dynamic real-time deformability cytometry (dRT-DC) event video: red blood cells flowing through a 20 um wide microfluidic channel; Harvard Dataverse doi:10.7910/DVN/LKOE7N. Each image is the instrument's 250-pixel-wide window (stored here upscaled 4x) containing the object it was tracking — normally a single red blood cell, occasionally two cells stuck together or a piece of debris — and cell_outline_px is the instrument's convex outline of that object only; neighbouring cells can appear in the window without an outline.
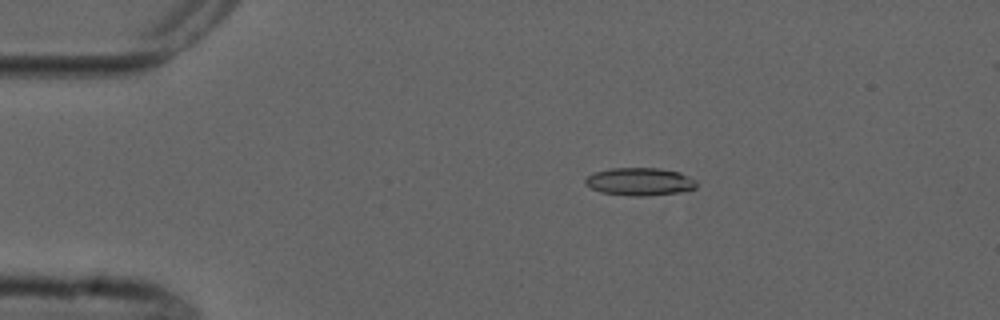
{"species": "common noctule bat (a hibernating species)", "species_latin": "Nyctalus noctula", "temperature_condition": "cold", "stored_images_in_passage": 6, "camera_frame_rate_fps": 3000, "um_per_image_px": 0.085, "animal": {"sex": "male", "forearm_length_mm": 52.5}, "frame": {"image": 1, "passage_image": 2, "time_ms": 2.0, "image_size_px": [1000, 320], "cell_outline_px": [[696, 188], [680, 192], [648, 196], [632, 196], [600, 192], [584, 184], [584, 180], [592, 172], [608, 168], [660, 168], [680, 172], [696, 180]], "centroid_in_image_um": [54.36, 15.43], "position_along_channel_um": 30.6, "area_um2": 18.21}}
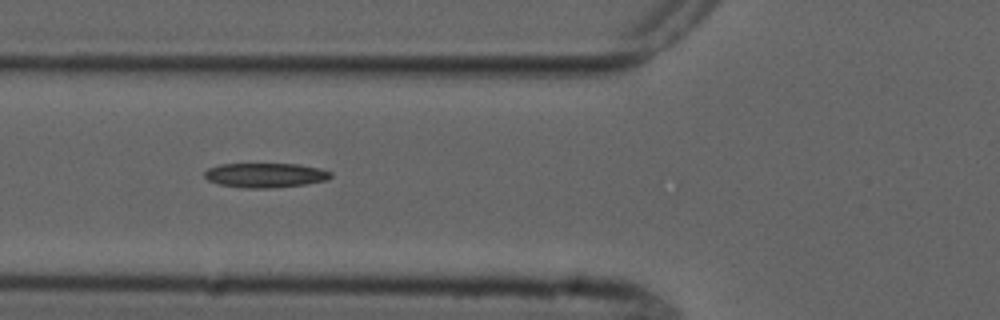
{"frame": {"image": 2, "passage_image": 5, "time_ms": 5.333, "image_size_px": [1000, 320], "cell_outline_px": [[332, 176], [328, 180], [304, 184], [276, 188], [240, 188], [220, 184], [208, 180], [204, 176], [204, 172], [208, 168], [220, 164], [296, 164], [320, 168], [332, 172]], "centroid_in_image_um": [22.56, 14.9], "position_along_channel_um": 103.2, "area_um2": 18.15}}
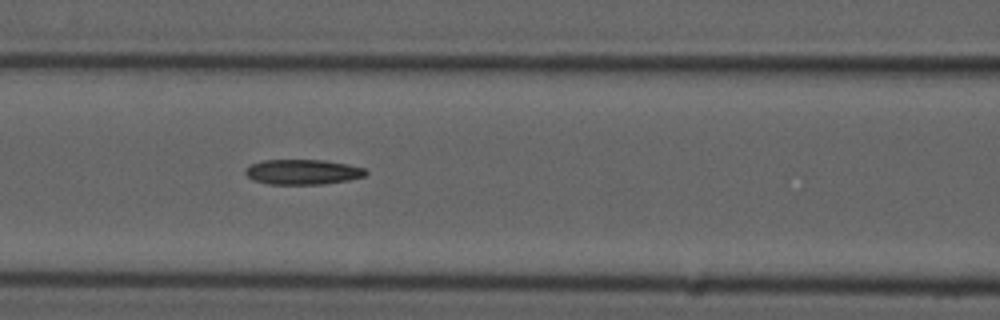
{"frame": {"image": 3, "passage_image": 6, "time_ms": 6.333, "image_size_px": [1000, 320], "cell_outline_px": [[368, 172], [364, 176], [348, 180], [324, 184], [268, 184], [252, 180], [244, 172], [244, 168], [252, 164], [264, 160], [324, 160], [348, 164], [364, 168]], "centroid_in_image_um": [25.71, 14.61], "position_along_channel_um": 140.9, "area_um2": 17.63}}